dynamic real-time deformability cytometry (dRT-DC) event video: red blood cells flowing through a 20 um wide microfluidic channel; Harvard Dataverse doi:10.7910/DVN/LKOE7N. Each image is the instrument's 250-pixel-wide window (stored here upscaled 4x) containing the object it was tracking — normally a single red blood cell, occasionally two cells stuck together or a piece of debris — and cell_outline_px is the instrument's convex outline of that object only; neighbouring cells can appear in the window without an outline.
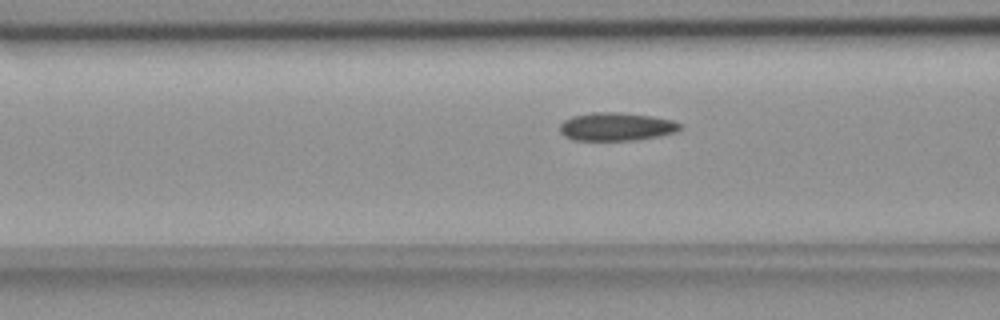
{"species": "common noctule bat (a hibernating species)", "species_latin": "Nyctalus noctula", "temperature_condition": "room temperature", "stored_images_in_passage": 41, "camera_frame_rate_fps": 3000, "um_per_image_px": 0.085, "animal": {"sex": "female", "body_mass_g": 18.4}, "frame": {"image": 1, "passage_image": 12, "time_ms": 3.667, "image_size_px": [1000, 320], "cell_outline_px": [[680, 128], [676, 132], [636, 140], [576, 140], [564, 136], [560, 132], [560, 124], [564, 120], [572, 116], [592, 112], [620, 112], [652, 116], [672, 120], [680, 124]], "centroid_in_image_um": [52.35, 10.76], "position_along_channel_um": 114.2, "area_um2": 19.65}}
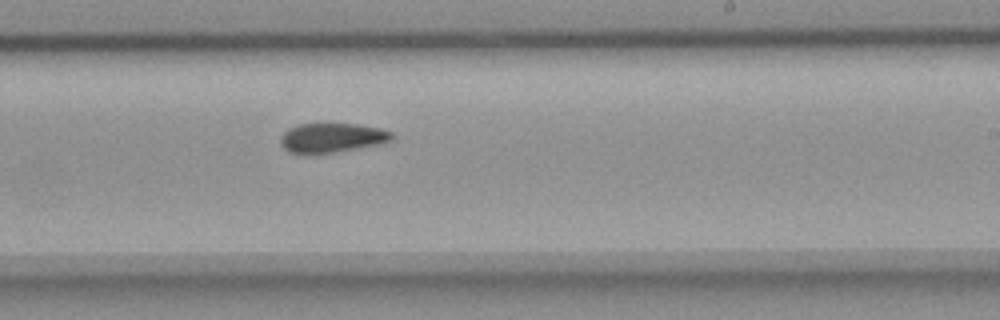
{"frame": {"image": 2, "passage_image": 24, "time_ms": 7.667, "image_size_px": [1000, 320], "cell_outline_px": [[396, 136], [392, 140], [384, 144], [336, 152], [288, 152], [280, 144], [280, 136], [288, 128], [296, 124], [356, 124], [380, 128], [392, 132]], "centroid_in_image_um": [28.27, 11.7], "position_along_channel_um": 260.7, "area_um2": 19.13}}
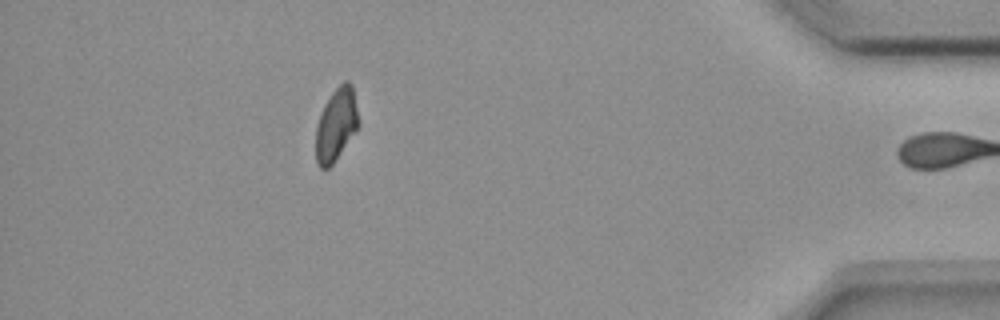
{"frame": {"image": 3, "passage_image": 40, "time_ms": 13.0, "image_size_px": [1000, 320], "cell_outline_px": [[360, 124], [332, 164], [328, 168], [320, 168], [316, 164], [316, 128], [320, 112], [324, 104], [332, 92], [344, 80], [348, 80], [352, 84], [360, 120]], "centroid_in_image_um": [28.58, 10.55], "position_along_channel_um": 406.6, "area_um2": 18.15}, "authors_computed_cell_mechanics": {"area_um2": 19.5364, "velocity_mm_per_s": 3.6814, "shape_relaxation_time_tau1_ms": 9.5706, "shape_relaxation_time_tau2_ms": 5.3293, "deformation_change_tau1": 0.167, "deformation_change_tau2": 0.1019}}